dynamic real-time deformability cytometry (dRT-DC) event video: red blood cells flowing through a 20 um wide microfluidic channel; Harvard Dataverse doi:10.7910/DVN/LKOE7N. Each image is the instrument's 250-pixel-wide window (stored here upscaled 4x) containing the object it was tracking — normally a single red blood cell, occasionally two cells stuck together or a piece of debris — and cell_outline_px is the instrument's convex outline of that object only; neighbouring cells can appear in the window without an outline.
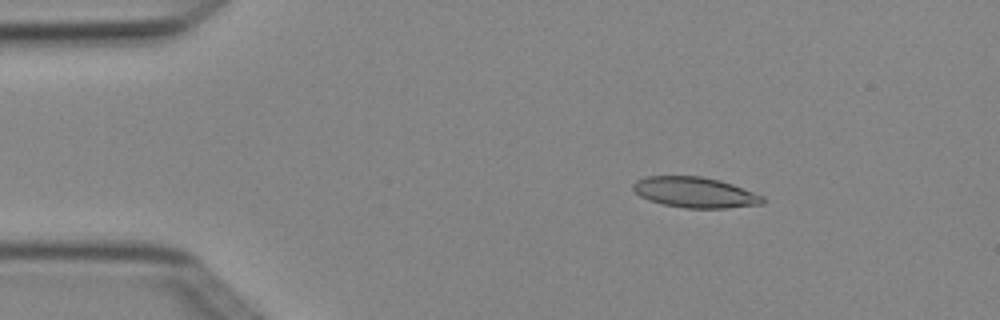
{"species": "Egyptian fruit bat (a non-hibernating species)", "species_latin": "Rousettus aegyptiacus", "temperature_condition": "cold", "stored_images_in_passage": 5, "camera_frame_rate_fps": 3000, "um_per_image_px": 0.085, "animal": {"sex": "female"}, "frame": {"image": 1, "passage_image": 2, "time_ms": 0.333, "image_size_px": [1000, 320], "cell_outline_px": [[764, 204], [724, 208], [684, 208], [664, 204], [648, 200], [640, 196], [632, 188], [632, 184], [636, 180], [644, 176], [700, 176], [720, 180], [732, 184], [764, 196]], "centroid_in_image_um": [59.06, 16.35], "position_along_channel_um": 25.9, "area_um2": 23.12}}
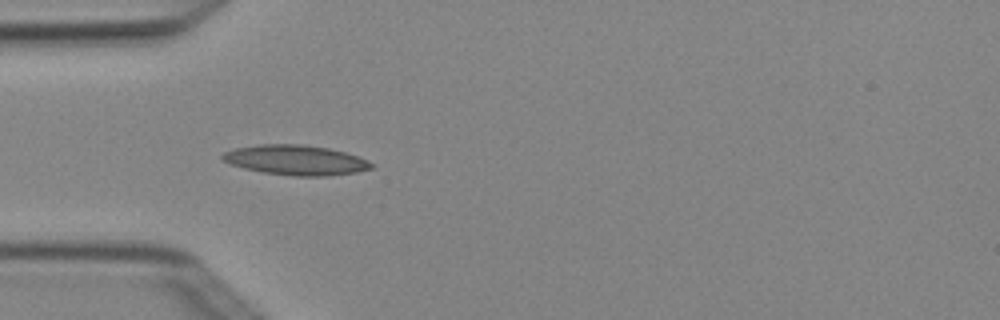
{"frame": {"image": 2, "passage_image": 4, "time_ms": 1.0, "image_size_px": [1000, 320], "cell_outline_px": [[372, 168], [356, 172], [324, 176], [296, 176], [264, 172], [244, 168], [220, 160], [220, 156], [224, 152], [236, 148], [260, 144], [300, 144], [328, 148], [344, 152], [356, 156], [372, 164]], "centroid_in_image_um": [25.08, 13.6], "position_along_channel_um": 59.9, "area_um2": 25.61}}
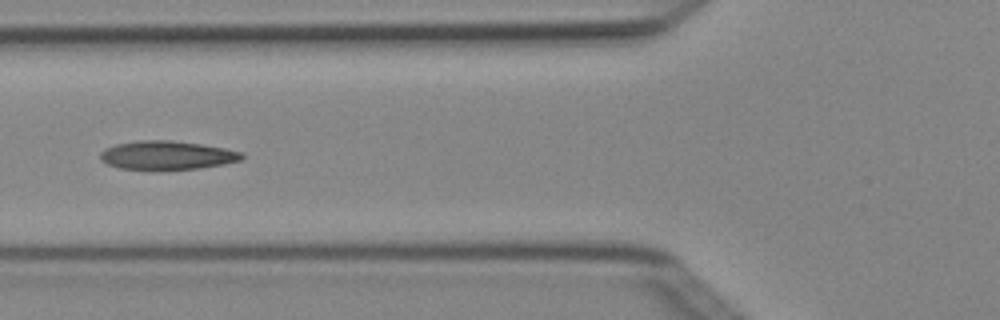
{"frame": {"image": 3, "passage_image": 5, "time_ms": 1.333, "image_size_px": [1000, 320], "cell_outline_px": [[244, 156], [240, 160], [224, 164], [196, 168], [120, 168], [108, 164], [100, 160], [100, 152], [104, 148], [116, 144], [136, 140], [172, 140], [200, 144], [224, 148], [244, 152]], "centroid_in_image_um": [14.18, 13.16], "position_along_channel_um": 111.6, "area_um2": 23.24}}